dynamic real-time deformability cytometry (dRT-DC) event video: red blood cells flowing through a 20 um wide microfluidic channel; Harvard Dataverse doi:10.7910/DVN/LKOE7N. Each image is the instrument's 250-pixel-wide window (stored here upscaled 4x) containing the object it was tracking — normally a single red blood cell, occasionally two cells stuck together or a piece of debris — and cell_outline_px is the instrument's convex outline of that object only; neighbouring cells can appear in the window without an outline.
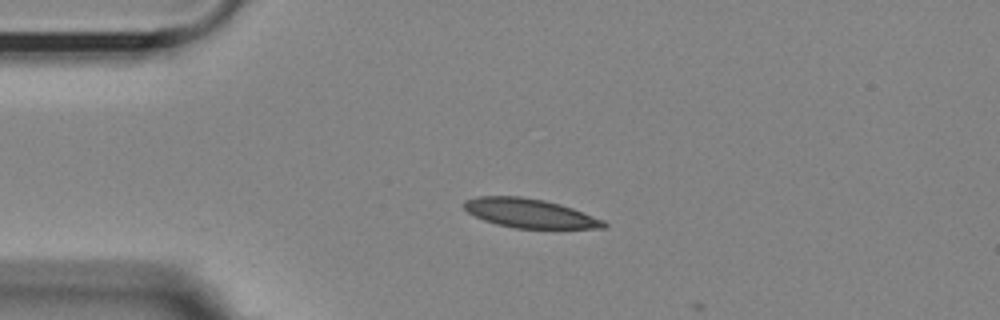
{"species": "Egyptian fruit bat (a non-hibernating species)", "species_latin": "Rousettus aegyptiacus", "temperature_condition": "room temperature", "stored_images_in_passage": 2, "camera_frame_rate_fps": 3000, "um_per_image_px": 0.085, "animal": {"sex": "female"}, "frame": {"image": 1, "passage_image": 1, "time_ms": 0.0, "image_size_px": [1000, 320], "cell_outline_px": [[608, 228], [516, 228], [496, 224], [484, 220], [468, 212], [464, 208], [464, 200], [476, 196], [520, 196], [544, 200], [560, 204], [572, 208], [604, 220], [608, 224]], "centroid_in_image_um": [45.03, 18.12], "position_along_channel_um": 40.0, "area_um2": 23.58}}